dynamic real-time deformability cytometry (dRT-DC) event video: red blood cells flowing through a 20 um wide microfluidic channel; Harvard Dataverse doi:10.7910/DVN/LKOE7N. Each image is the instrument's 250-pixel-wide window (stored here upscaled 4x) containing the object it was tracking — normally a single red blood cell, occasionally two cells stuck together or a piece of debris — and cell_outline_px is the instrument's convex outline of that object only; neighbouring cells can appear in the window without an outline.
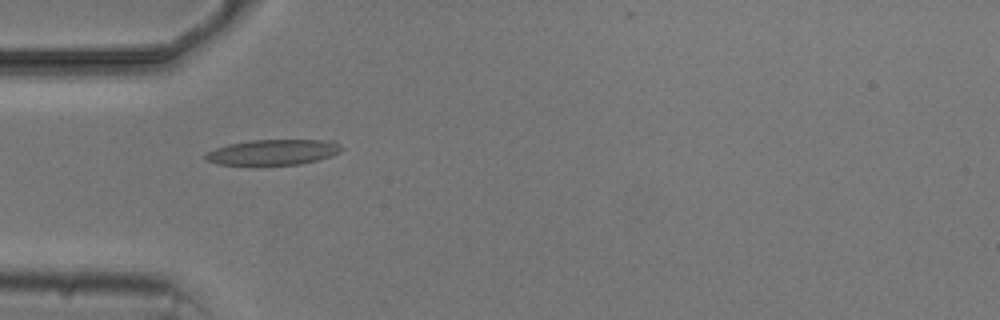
{"species": "common noctule bat (a hibernating species)", "species_latin": "Nyctalus noctula", "temperature_condition": "cold", "stored_images_in_passage": 11, "camera_frame_rate_fps": 3000, "um_per_image_px": 0.085, "animal": {"sex": "male", "body_mass_g": 20.5, "forearm_length_mm": 52.5}, "frame": {"image": 1, "passage_image": 5, "time_ms": 5.333, "image_size_px": [1000, 320], "cell_outline_px": [[344, 148], [340, 152], [332, 156], [300, 164], [256, 168], [216, 164], [204, 160], [204, 156], [208, 152], [216, 148], [228, 144], [252, 140], [332, 140], [340, 144]], "centroid_in_image_um": [23.17, 12.99], "position_along_channel_um": 61.8, "area_um2": 21.27}}
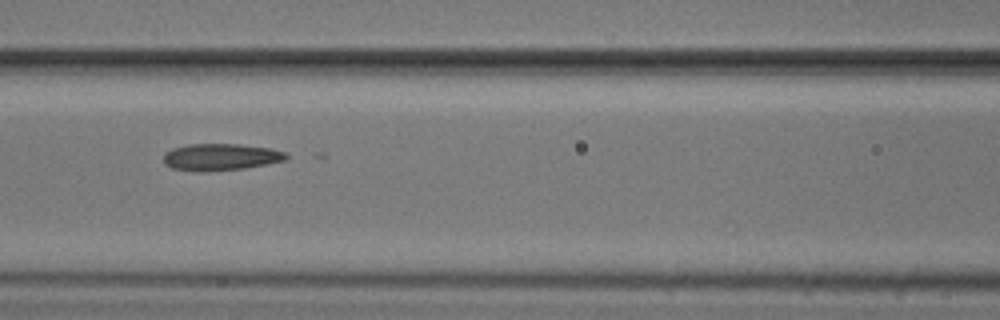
{"frame": {"image": 2, "passage_image": 7, "time_ms": 7.667, "image_size_px": [1000, 320], "cell_outline_px": [[288, 160], [268, 164], [244, 168], [200, 172], [196, 172], [172, 168], [164, 164], [164, 152], [172, 148], [188, 144], [240, 144], [272, 148], [288, 152]], "centroid_in_image_um": [18.79, 13.34], "position_along_channel_um": 147.8, "area_um2": 19.54}}
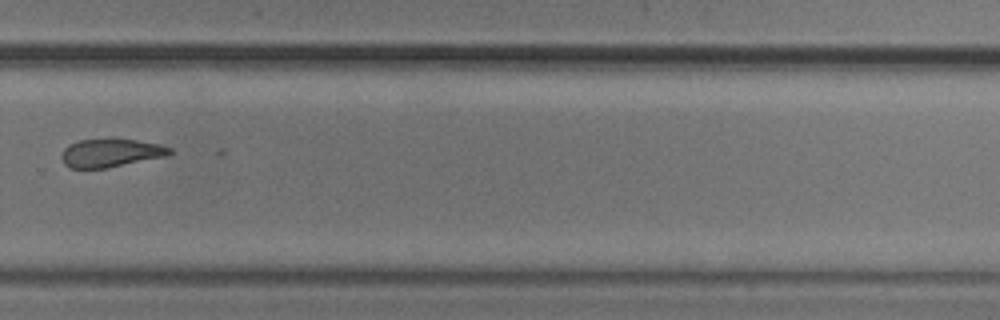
{"frame": {"image": 3, "passage_image": 11, "time_ms": 12.333, "image_size_px": [1000, 320], "cell_outline_px": [[172, 152], [168, 156], [108, 168], [68, 168], [64, 164], [60, 156], [64, 148], [68, 144], [80, 140], [136, 140], [160, 144], [172, 148]], "centroid_in_image_um": [9.41, 13.02], "position_along_channel_um": 320.4, "area_um2": 17.8}}